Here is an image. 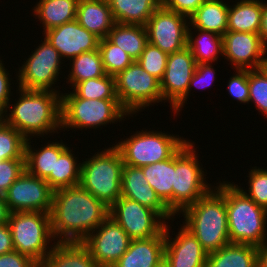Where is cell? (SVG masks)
<instances>
[{
    "label": "cell",
    "mask_w": 267,
    "mask_h": 267,
    "mask_svg": "<svg viewBox=\"0 0 267 267\" xmlns=\"http://www.w3.org/2000/svg\"><path fill=\"white\" fill-rule=\"evenodd\" d=\"M108 213L109 207L80 185L53 190L52 235L57 242H82Z\"/></svg>",
    "instance_id": "obj_1"
},
{
    "label": "cell",
    "mask_w": 267,
    "mask_h": 267,
    "mask_svg": "<svg viewBox=\"0 0 267 267\" xmlns=\"http://www.w3.org/2000/svg\"><path fill=\"white\" fill-rule=\"evenodd\" d=\"M18 90L19 100L7 107L11 113L5 111L0 115L8 125L18 130L26 139H30V136L43 137L61 130L60 91L26 90L19 87Z\"/></svg>",
    "instance_id": "obj_2"
},
{
    "label": "cell",
    "mask_w": 267,
    "mask_h": 267,
    "mask_svg": "<svg viewBox=\"0 0 267 267\" xmlns=\"http://www.w3.org/2000/svg\"><path fill=\"white\" fill-rule=\"evenodd\" d=\"M217 186L181 212L185 221L182 225L192 232L208 254L230 243L226 182Z\"/></svg>",
    "instance_id": "obj_3"
},
{
    "label": "cell",
    "mask_w": 267,
    "mask_h": 267,
    "mask_svg": "<svg viewBox=\"0 0 267 267\" xmlns=\"http://www.w3.org/2000/svg\"><path fill=\"white\" fill-rule=\"evenodd\" d=\"M226 209L230 243L260 247L267 241V210L231 182L226 183Z\"/></svg>",
    "instance_id": "obj_4"
},
{
    "label": "cell",
    "mask_w": 267,
    "mask_h": 267,
    "mask_svg": "<svg viewBox=\"0 0 267 267\" xmlns=\"http://www.w3.org/2000/svg\"><path fill=\"white\" fill-rule=\"evenodd\" d=\"M123 159L112 145L81 163L79 185L110 207L121 197Z\"/></svg>",
    "instance_id": "obj_5"
},
{
    "label": "cell",
    "mask_w": 267,
    "mask_h": 267,
    "mask_svg": "<svg viewBox=\"0 0 267 267\" xmlns=\"http://www.w3.org/2000/svg\"><path fill=\"white\" fill-rule=\"evenodd\" d=\"M130 114L118 99H82L72 91L61 94V128L97 129L115 121L124 120Z\"/></svg>",
    "instance_id": "obj_6"
},
{
    "label": "cell",
    "mask_w": 267,
    "mask_h": 267,
    "mask_svg": "<svg viewBox=\"0 0 267 267\" xmlns=\"http://www.w3.org/2000/svg\"><path fill=\"white\" fill-rule=\"evenodd\" d=\"M7 224L11 231L14 249L31 257L40 265L54 246L49 247V243L52 240L55 242L51 232L50 213L10 212Z\"/></svg>",
    "instance_id": "obj_7"
},
{
    "label": "cell",
    "mask_w": 267,
    "mask_h": 267,
    "mask_svg": "<svg viewBox=\"0 0 267 267\" xmlns=\"http://www.w3.org/2000/svg\"><path fill=\"white\" fill-rule=\"evenodd\" d=\"M195 145L188 140L175 153L174 184L172 185V213L182 212L205 196L213 187L207 184L196 154Z\"/></svg>",
    "instance_id": "obj_8"
},
{
    "label": "cell",
    "mask_w": 267,
    "mask_h": 267,
    "mask_svg": "<svg viewBox=\"0 0 267 267\" xmlns=\"http://www.w3.org/2000/svg\"><path fill=\"white\" fill-rule=\"evenodd\" d=\"M187 141L179 135L142 129L126 140L119 141L115 147L125 165L143 167L171 158Z\"/></svg>",
    "instance_id": "obj_9"
},
{
    "label": "cell",
    "mask_w": 267,
    "mask_h": 267,
    "mask_svg": "<svg viewBox=\"0 0 267 267\" xmlns=\"http://www.w3.org/2000/svg\"><path fill=\"white\" fill-rule=\"evenodd\" d=\"M114 77L119 103L131 117L146 106H152L151 103H162L160 81L144 70L137 61Z\"/></svg>",
    "instance_id": "obj_10"
},
{
    "label": "cell",
    "mask_w": 267,
    "mask_h": 267,
    "mask_svg": "<svg viewBox=\"0 0 267 267\" xmlns=\"http://www.w3.org/2000/svg\"><path fill=\"white\" fill-rule=\"evenodd\" d=\"M24 64L19 67L16 77L19 88L26 90L58 92L55 87L62 57L60 53L44 38V41L31 52Z\"/></svg>",
    "instance_id": "obj_11"
},
{
    "label": "cell",
    "mask_w": 267,
    "mask_h": 267,
    "mask_svg": "<svg viewBox=\"0 0 267 267\" xmlns=\"http://www.w3.org/2000/svg\"><path fill=\"white\" fill-rule=\"evenodd\" d=\"M108 216L131 240L157 236L166 226V221L156 211L126 197H120L109 207Z\"/></svg>",
    "instance_id": "obj_12"
},
{
    "label": "cell",
    "mask_w": 267,
    "mask_h": 267,
    "mask_svg": "<svg viewBox=\"0 0 267 267\" xmlns=\"http://www.w3.org/2000/svg\"><path fill=\"white\" fill-rule=\"evenodd\" d=\"M189 18L167 10L162 4L147 21L148 42L167 54L187 46Z\"/></svg>",
    "instance_id": "obj_13"
},
{
    "label": "cell",
    "mask_w": 267,
    "mask_h": 267,
    "mask_svg": "<svg viewBox=\"0 0 267 267\" xmlns=\"http://www.w3.org/2000/svg\"><path fill=\"white\" fill-rule=\"evenodd\" d=\"M196 62L191 51L184 49L170 53L164 76L160 81L163 100L169 101L174 113L180 112L187 99V90L196 68Z\"/></svg>",
    "instance_id": "obj_14"
},
{
    "label": "cell",
    "mask_w": 267,
    "mask_h": 267,
    "mask_svg": "<svg viewBox=\"0 0 267 267\" xmlns=\"http://www.w3.org/2000/svg\"><path fill=\"white\" fill-rule=\"evenodd\" d=\"M52 200L53 189L48 182L26 170L5 193V202L10 212L39 211L50 213Z\"/></svg>",
    "instance_id": "obj_15"
},
{
    "label": "cell",
    "mask_w": 267,
    "mask_h": 267,
    "mask_svg": "<svg viewBox=\"0 0 267 267\" xmlns=\"http://www.w3.org/2000/svg\"><path fill=\"white\" fill-rule=\"evenodd\" d=\"M130 242L128 234L110 216L82 241L100 267H112Z\"/></svg>",
    "instance_id": "obj_16"
},
{
    "label": "cell",
    "mask_w": 267,
    "mask_h": 267,
    "mask_svg": "<svg viewBox=\"0 0 267 267\" xmlns=\"http://www.w3.org/2000/svg\"><path fill=\"white\" fill-rule=\"evenodd\" d=\"M223 56L234 69L262 68L267 46L261 41L258 33L227 31L222 36Z\"/></svg>",
    "instance_id": "obj_17"
},
{
    "label": "cell",
    "mask_w": 267,
    "mask_h": 267,
    "mask_svg": "<svg viewBox=\"0 0 267 267\" xmlns=\"http://www.w3.org/2000/svg\"><path fill=\"white\" fill-rule=\"evenodd\" d=\"M44 38L60 53L62 59L72 58L98 49L99 38L76 20L44 32Z\"/></svg>",
    "instance_id": "obj_18"
},
{
    "label": "cell",
    "mask_w": 267,
    "mask_h": 267,
    "mask_svg": "<svg viewBox=\"0 0 267 267\" xmlns=\"http://www.w3.org/2000/svg\"><path fill=\"white\" fill-rule=\"evenodd\" d=\"M165 226L164 261L169 267H206L208 253L184 225L175 238H171Z\"/></svg>",
    "instance_id": "obj_19"
},
{
    "label": "cell",
    "mask_w": 267,
    "mask_h": 267,
    "mask_svg": "<svg viewBox=\"0 0 267 267\" xmlns=\"http://www.w3.org/2000/svg\"><path fill=\"white\" fill-rule=\"evenodd\" d=\"M121 197L137 201L139 204L156 211L164 220H171L173 216H176L148 184L141 167L123 165Z\"/></svg>",
    "instance_id": "obj_20"
},
{
    "label": "cell",
    "mask_w": 267,
    "mask_h": 267,
    "mask_svg": "<svg viewBox=\"0 0 267 267\" xmlns=\"http://www.w3.org/2000/svg\"><path fill=\"white\" fill-rule=\"evenodd\" d=\"M165 229L157 236L131 240L129 248L112 267H157L164 261Z\"/></svg>",
    "instance_id": "obj_21"
},
{
    "label": "cell",
    "mask_w": 267,
    "mask_h": 267,
    "mask_svg": "<svg viewBox=\"0 0 267 267\" xmlns=\"http://www.w3.org/2000/svg\"><path fill=\"white\" fill-rule=\"evenodd\" d=\"M76 21L99 39L108 37L115 24L108 0H78Z\"/></svg>",
    "instance_id": "obj_22"
},
{
    "label": "cell",
    "mask_w": 267,
    "mask_h": 267,
    "mask_svg": "<svg viewBox=\"0 0 267 267\" xmlns=\"http://www.w3.org/2000/svg\"><path fill=\"white\" fill-rule=\"evenodd\" d=\"M53 244L51 252L40 267H100L82 242H54Z\"/></svg>",
    "instance_id": "obj_23"
},
{
    "label": "cell",
    "mask_w": 267,
    "mask_h": 267,
    "mask_svg": "<svg viewBox=\"0 0 267 267\" xmlns=\"http://www.w3.org/2000/svg\"><path fill=\"white\" fill-rule=\"evenodd\" d=\"M225 0H205L189 17L193 29L209 31L223 36L227 32L229 4Z\"/></svg>",
    "instance_id": "obj_24"
},
{
    "label": "cell",
    "mask_w": 267,
    "mask_h": 267,
    "mask_svg": "<svg viewBox=\"0 0 267 267\" xmlns=\"http://www.w3.org/2000/svg\"><path fill=\"white\" fill-rule=\"evenodd\" d=\"M30 139L25 144V170L40 179H46L50 173H54L55 156H60L68 147L61 140L33 150Z\"/></svg>",
    "instance_id": "obj_25"
},
{
    "label": "cell",
    "mask_w": 267,
    "mask_h": 267,
    "mask_svg": "<svg viewBox=\"0 0 267 267\" xmlns=\"http://www.w3.org/2000/svg\"><path fill=\"white\" fill-rule=\"evenodd\" d=\"M115 23L146 25L162 0H108Z\"/></svg>",
    "instance_id": "obj_26"
},
{
    "label": "cell",
    "mask_w": 267,
    "mask_h": 267,
    "mask_svg": "<svg viewBox=\"0 0 267 267\" xmlns=\"http://www.w3.org/2000/svg\"><path fill=\"white\" fill-rule=\"evenodd\" d=\"M258 247L229 243L207 256L206 267H257Z\"/></svg>",
    "instance_id": "obj_27"
},
{
    "label": "cell",
    "mask_w": 267,
    "mask_h": 267,
    "mask_svg": "<svg viewBox=\"0 0 267 267\" xmlns=\"http://www.w3.org/2000/svg\"><path fill=\"white\" fill-rule=\"evenodd\" d=\"M78 0H39L33 8L43 25V32L76 20Z\"/></svg>",
    "instance_id": "obj_28"
},
{
    "label": "cell",
    "mask_w": 267,
    "mask_h": 267,
    "mask_svg": "<svg viewBox=\"0 0 267 267\" xmlns=\"http://www.w3.org/2000/svg\"><path fill=\"white\" fill-rule=\"evenodd\" d=\"M125 51L133 61H137L148 43L146 26L115 23L107 37Z\"/></svg>",
    "instance_id": "obj_29"
},
{
    "label": "cell",
    "mask_w": 267,
    "mask_h": 267,
    "mask_svg": "<svg viewBox=\"0 0 267 267\" xmlns=\"http://www.w3.org/2000/svg\"><path fill=\"white\" fill-rule=\"evenodd\" d=\"M148 184L172 212V185L174 184L175 154L165 160L141 167Z\"/></svg>",
    "instance_id": "obj_30"
},
{
    "label": "cell",
    "mask_w": 267,
    "mask_h": 267,
    "mask_svg": "<svg viewBox=\"0 0 267 267\" xmlns=\"http://www.w3.org/2000/svg\"><path fill=\"white\" fill-rule=\"evenodd\" d=\"M262 1L241 0L229 5L227 31L259 33Z\"/></svg>",
    "instance_id": "obj_31"
},
{
    "label": "cell",
    "mask_w": 267,
    "mask_h": 267,
    "mask_svg": "<svg viewBox=\"0 0 267 267\" xmlns=\"http://www.w3.org/2000/svg\"><path fill=\"white\" fill-rule=\"evenodd\" d=\"M194 30H196V33L199 31L195 39L191 28H188L187 47L191 51L196 64L216 62L219 58L218 55H223L222 36L201 29Z\"/></svg>",
    "instance_id": "obj_32"
},
{
    "label": "cell",
    "mask_w": 267,
    "mask_h": 267,
    "mask_svg": "<svg viewBox=\"0 0 267 267\" xmlns=\"http://www.w3.org/2000/svg\"><path fill=\"white\" fill-rule=\"evenodd\" d=\"M76 158L69 147L60 156H55L54 173L45 179L53 190L79 185L81 162L77 164Z\"/></svg>",
    "instance_id": "obj_33"
},
{
    "label": "cell",
    "mask_w": 267,
    "mask_h": 267,
    "mask_svg": "<svg viewBox=\"0 0 267 267\" xmlns=\"http://www.w3.org/2000/svg\"><path fill=\"white\" fill-rule=\"evenodd\" d=\"M72 66L69 71L68 81L72 88L79 82L104 76L105 70L102 64L101 54L98 49L82 53L71 59Z\"/></svg>",
    "instance_id": "obj_34"
},
{
    "label": "cell",
    "mask_w": 267,
    "mask_h": 267,
    "mask_svg": "<svg viewBox=\"0 0 267 267\" xmlns=\"http://www.w3.org/2000/svg\"><path fill=\"white\" fill-rule=\"evenodd\" d=\"M72 89L82 99H118L115 77L107 74L79 82Z\"/></svg>",
    "instance_id": "obj_35"
},
{
    "label": "cell",
    "mask_w": 267,
    "mask_h": 267,
    "mask_svg": "<svg viewBox=\"0 0 267 267\" xmlns=\"http://www.w3.org/2000/svg\"><path fill=\"white\" fill-rule=\"evenodd\" d=\"M26 140L0 117V160L25 159Z\"/></svg>",
    "instance_id": "obj_36"
},
{
    "label": "cell",
    "mask_w": 267,
    "mask_h": 267,
    "mask_svg": "<svg viewBox=\"0 0 267 267\" xmlns=\"http://www.w3.org/2000/svg\"><path fill=\"white\" fill-rule=\"evenodd\" d=\"M98 50L107 75L116 76L134 62L125 51L112 43L107 37L99 40Z\"/></svg>",
    "instance_id": "obj_37"
},
{
    "label": "cell",
    "mask_w": 267,
    "mask_h": 267,
    "mask_svg": "<svg viewBox=\"0 0 267 267\" xmlns=\"http://www.w3.org/2000/svg\"><path fill=\"white\" fill-rule=\"evenodd\" d=\"M249 102L267 117V73L263 68L248 69Z\"/></svg>",
    "instance_id": "obj_38"
},
{
    "label": "cell",
    "mask_w": 267,
    "mask_h": 267,
    "mask_svg": "<svg viewBox=\"0 0 267 267\" xmlns=\"http://www.w3.org/2000/svg\"><path fill=\"white\" fill-rule=\"evenodd\" d=\"M168 55L148 42L137 62L150 75L161 81L165 73Z\"/></svg>",
    "instance_id": "obj_39"
},
{
    "label": "cell",
    "mask_w": 267,
    "mask_h": 267,
    "mask_svg": "<svg viewBox=\"0 0 267 267\" xmlns=\"http://www.w3.org/2000/svg\"><path fill=\"white\" fill-rule=\"evenodd\" d=\"M248 175V193L243 187L235 185L258 206L267 210V169L254 167Z\"/></svg>",
    "instance_id": "obj_40"
},
{
    "label": "cell",
    "mask_w": 267,
    "mask_h": 267,
    "mask_svg": "<svg viewBox=\"0 0 267 267\" xmlns=\"http://www.w3.org/2000/svg\"><path fill=\"white\" fill-rule=\"evenodd\" d=\"M24 170L25 159L0 160V192L6 193Z\"/></svg>",
    "instance_id": "obj_41"
},
{
    "label": "cell",
    "mask_w": 267,
    "mask_h": 267,
    "mask_svg": "<svg viewBox=\"0 0 267 267\" xmlns=\"http://www.w3.org/2000/svg\"><path fill=\"white\" fill-rule=\"evenodd\" d=\"M235 73L228 82V94L240 103H249L248 69H236Z\"/></svg>",
    "instance_id": "obj_42"
},
{
    "label": "cell",
    "mask_w": 267,
    "mask_h": 267,
    "mask_svg": "<svg viewBox=\"0 0 267 267\" xmlns=\"http://www.w3.org/2000/svg\"><path fill=\"white\" fill-rule=\"evenodd\" d=\"M215 71L211 63L207 64H197L194 74L190 80V84L187 90V98L191 89L194 87L197 88H207L215 80Z\"/></svg>",
    "instance_id": "obj_43"
},
{
    "label": "cell",
    "mask_w": 267,
    "mask_h": 267,
    "mask_svg": "<svg viewBox=\"0 0 267 267\" xmlns=\"http://www.w3.org/2000/svg\"><path fill=\"white\" fill-rule=\"evenodd\" d=\"M0 267H40L31 257L13 250L0 255Z\"/></svg>",
    "instance_id": "obj_44"
},
{
    "label": "cell",
    "mask_w": 267,
    "mask_h": 267,
    "mask_svg": "<svg viewBox=\"0 0 267 267\" xmlns=\"http://www.w3.org/2000/svg\"><path fill=\"white\" fill-rule=\"evenodd\" d=\"M205 0H162V5L170 11L188 18L202 5Z\"/></svg>",
    "instance_id": "obj_45"
},
{
    "label": "cell",
    "mask_w": 267,
    "mask_h": 267,
    "mask_svg": "<svg viewBox=\"0 0 267 267\" xmlns=\"http://www.w3.org/2000/svg\"><path fill=\"white\" fill-rule=\"evenodd\" d=\"M3 61L0 59V115L5 111L8 112L7 107L10 104L11 93V79L9 73L3 66ZM7 72V73H6Z\"/></svg>",
    "instance_id": "obj_46"
},
{
    "label": "cell",
    "mask_w": 267,
    "mask_h": 267,
    "mask_svg": "<svg viewBox=\"0 0 267 267\" xmlns=\"http://www.w3.org/2000/svg\"><path fill=\"white\" fill-rule=\"evenodd\" d=\"M15 250L8 224L0 225V255Z\"/></svg>",
    "instance_id": "obj_47"
},
{
    "label": "cell",
    "mask_w": 267,
    "mask_h": 267,
    "mask_svg": "<svg viewBox=\"0 0 267 267\" xmlns=\"http://www.w3.org/2000/svg\"><path fill=\"white\" fill-rule=\"evenodd\" d=\"M261 41L267 46V3L262 1L261 23L259 33Z\"/></svg>",
    "instance_id": "obj_48"
},
{
    "label": "cell",
    "mask_w": 267,
    "mask_h": 267,
    "mask_svg": "<svg viewBox=\"0 0 267 267\" xmlns=\"http://www.w3.org/2000/svg\"><path fill=\"white\" fill-rule=\"evenodd\" d=\"M9 216L10 210L5 202V193L0 192V225L6 224Z\"/></svg>",
    "instance_id": "obj_49"
},
{
    "label": "cell",
    "mask_w": 267,
    "mask_h": 267,
    "mask_svg": "<svg viewBox=\"0 0 267 267\" xmlns=\"http://www.w3.org/2000/svg\"><path fill=\"white\" fill-rule=\"evenodd\" d=\"M257 267H267V241L258 247Z\"/></svg>",
    "instance_id": "obj_50"
},
{
    "label": "cell",
    "mask_w": 267,
    "mask_h": 267,
    "mask_svg": "<svg viewBox=\"0 0 267 267\" xmlns=\"http://www.w3.org/2000/svg\"><path fill=\"white\" fill-rule=\"evenodd\" d=\"M262 68L266 71L267 73V58H265L264 63L262 64Z\"/></svg>",
    "instance_id": "obj_51"
},
{
    "label": "cell",
    "mask_w": 267,
    "mask_h": 267,
    "mask_svg": "<svg viewBox=\"0 0 267 267\" xmlns=\"http://www.w3.org/2000/svg\"><path fill=\"white\" fill-rule=\"evenodd\" d=\"M157 267H169L165 261H162Z\"/></svg>",
    "instance_id": "obj_52"
}]
</instances>
